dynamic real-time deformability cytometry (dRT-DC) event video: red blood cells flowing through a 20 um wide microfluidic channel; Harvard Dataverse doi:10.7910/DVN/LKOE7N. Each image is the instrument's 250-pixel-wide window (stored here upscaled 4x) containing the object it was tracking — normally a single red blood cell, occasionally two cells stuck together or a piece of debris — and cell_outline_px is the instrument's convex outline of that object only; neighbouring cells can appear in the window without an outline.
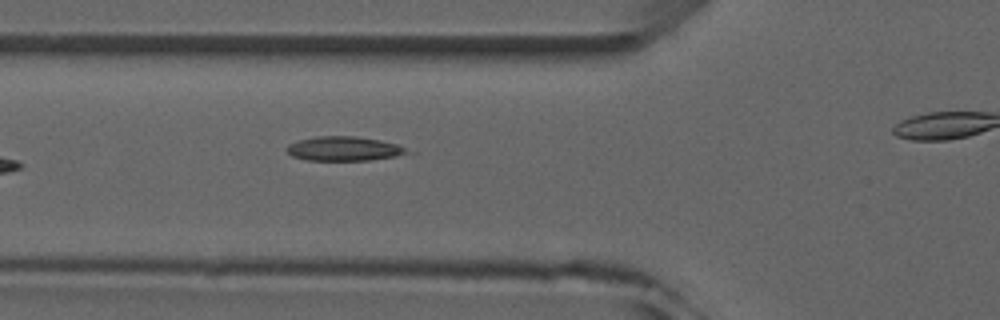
{"species": "common noctule bat (a hibernating species)", "species_latin": "Nyctalus noctula", "temperature_condition": "room temperature", "stored_images_in_passage": 6, "segment_of_instrument_passage": [1, 2], "camera_frame_rate_fps": 3000, "um_per_image_px": 0.085, "animal": {"sex": "male", "forearm_length_mm": 52.5}, "frame": {"image": 1, "passage_image": 5, "time_ms": 4.667, "image_size_px": [1000, 320], "cell_outline_px": [[416, 152], [396, 156], [372, 160], [308, 160], [292, 156], [284, 148], [288, 144], [300, 140], [316, 136], [356, 136], [380, 140], [396, 144]], "centroid_in_image_um": [29.27, 12.64], "position_along_channel_um": 96.5, "area_um2": 17.17}}